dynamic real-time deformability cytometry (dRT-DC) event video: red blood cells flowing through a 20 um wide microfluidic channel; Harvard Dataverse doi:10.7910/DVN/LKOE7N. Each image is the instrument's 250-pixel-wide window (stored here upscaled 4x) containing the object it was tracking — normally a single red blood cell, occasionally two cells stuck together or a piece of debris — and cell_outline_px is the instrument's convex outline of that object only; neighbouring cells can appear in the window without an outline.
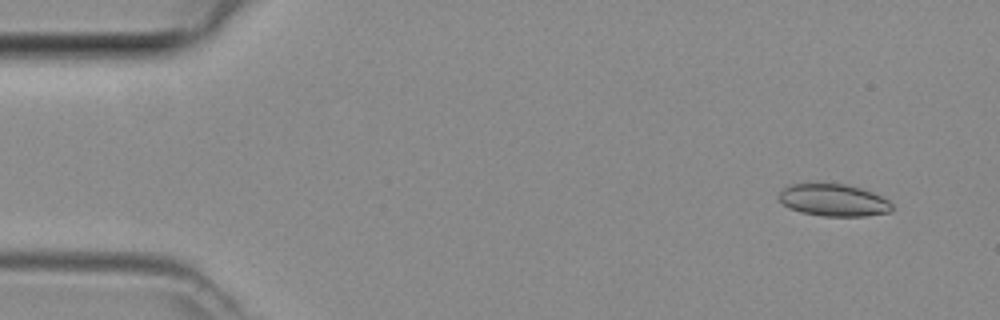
{"species": "common noctule bat (a hibernating species)", "species_latin": "Nyctalus noctula", "temperature_condition": "room temperature", "stored_images_in_passage": 45, "camera_frame_rate_fps": 3000, "um_per_image_px": 0.085, "animal": {"sex": "female", "body_mass_g": 29.2, "forearm_length_mm": 56.3}, "frame": {"image": 1, "passage_image": 2, "time_ms": 0.333, "image_size_px": [1000, 320], "cell_outline_px": [[892, 212], [864, 216], [824, 216], [800, 212], [788, 208], [776, 196], [788, 184], [844, 184], [860, 188], [872, 192], [888, 200], [892, 204]], "centroid_in_image_um": [70.84, 17.02], "position_along_channel_um": 14.2, "area_um2": 21.15}}
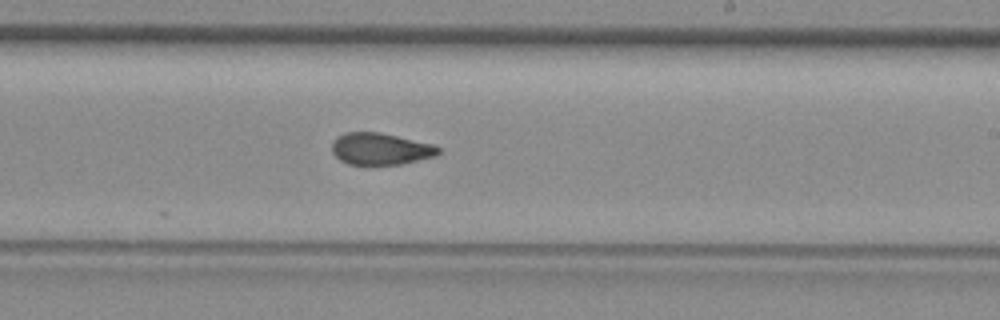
{"frame": {"image": 2, "passage_image": 26, "time_ms": 8.333, "image_size_px": [1000, 320], "cell_outline_px": [[440, 152], [436, 156], [400, 164], [348, 164], [340, 160], [332, 152], [332, 140], [336, 136], [344, 132], [380, 132], [432, 144], [440, 148]], "centroid_in_image_um": [32.31, 12.64], "position_along_channel_um": 256.7, "area_um2": 19.71}}
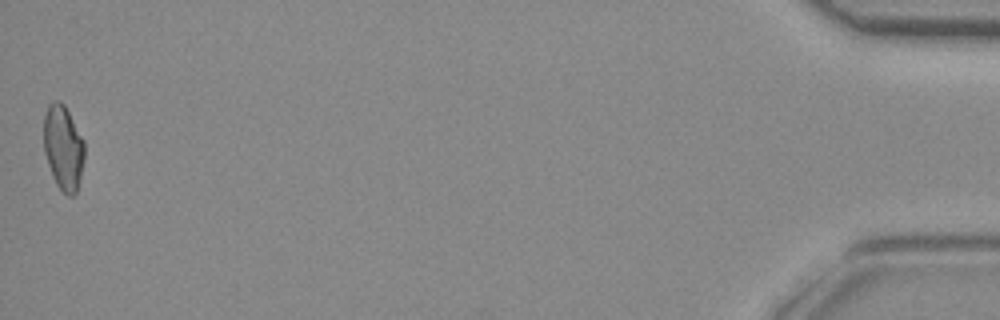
{"frame": {"image": 3, "passage_image": 45, "time_ms": 14.667, "image_size_px": [1000, 320], "cell_outline_px": [[84, 160], [76, 192], [72, 196], [68, 196], [56, 184], [52, 176], [44, 152], [44, 116], [48, 104], [52, 100], [60, 100], [64, 104], [84, 140]], "centroid_in_image_um": [5.37, 12.51], "position_along_channel_um": 429.8, "area_um2": 20.11}}